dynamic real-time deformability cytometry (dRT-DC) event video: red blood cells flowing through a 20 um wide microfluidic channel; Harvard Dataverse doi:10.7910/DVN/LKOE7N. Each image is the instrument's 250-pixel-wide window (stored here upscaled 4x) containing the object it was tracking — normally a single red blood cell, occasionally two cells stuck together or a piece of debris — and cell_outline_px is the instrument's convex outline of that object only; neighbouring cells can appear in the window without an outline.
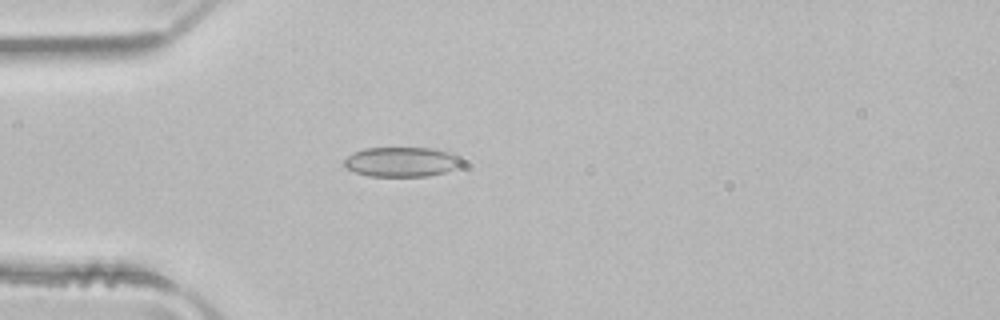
{"species": "common noctule bat (a hibernating species)", "species_latin": "Nyctalus noctula", "temperature_condition": "room temperature", "stored_images_in_passage": 3, "camera_frame_rate_fps": 3000, "um_per_image_px": 0.085, "animal": {"sex": "male", "body_mass_g": 21.5, "forearm_length_mm": 52.0}, "frame": {"image": 1, "passage_image": 3, "time_ms": 0.667, "image_size_px": [1000, 320], "cell_outline_px": [[460, 164], [456, 168], [444, 172], [428, 176], [368, 176], [344, 168], [344, 160], [352, 152], [364, 148], [432, 148], [448, 152], [456, 156], [460, 160]], "centroid_in_image_um": [34.06, 13.76], "position_along_channel_um": 50.9, "area_um2": 20.23}}